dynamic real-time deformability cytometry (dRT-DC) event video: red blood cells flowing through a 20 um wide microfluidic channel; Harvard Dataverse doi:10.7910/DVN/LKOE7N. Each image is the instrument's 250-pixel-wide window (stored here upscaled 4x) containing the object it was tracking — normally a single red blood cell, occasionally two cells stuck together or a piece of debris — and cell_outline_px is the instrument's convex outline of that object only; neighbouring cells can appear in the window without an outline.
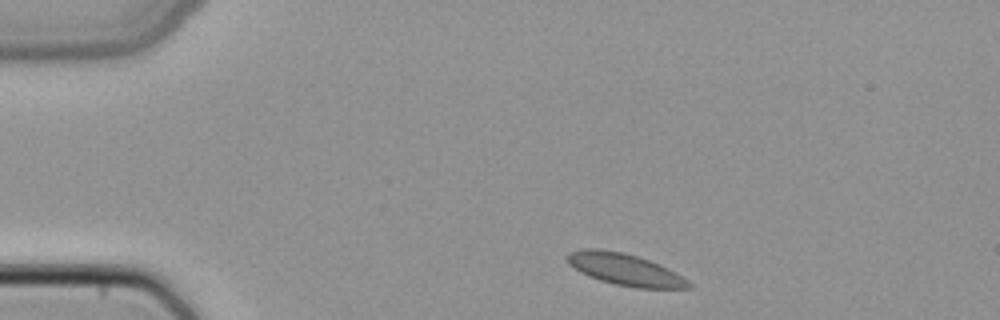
{"species": "common noctule bat (a hibernating species)", "species_latin": "Nyctalus noctula", "temperature_condition": "cold", "stored_images_in_passage": 4, "camera_frame_rate_fps": 3000, "um_per_image_px": 0.085, "animal": {"sex": "female", "body_mass_g": 22.7, "forearm_length_mm": 54.2}, "frame": {"image": 1, "passage_image": 1, "time_ms": 0.0, "image_size_px": [1000, 320], "cell_outline_px": [[692, 288], [636, 288], [616, 284], [600, 280], [588, 276], [580, 272], [568, 264], [568, 252], [584, 248], [600, 248], [624, 252], [648, 260], [668, 268], [676, 272], [688, 280], [692, 284]], "centroid_in_image_um": [53.12, 22.9], "position_along_channel_um": 31.9, "area_um2": 22.48}}
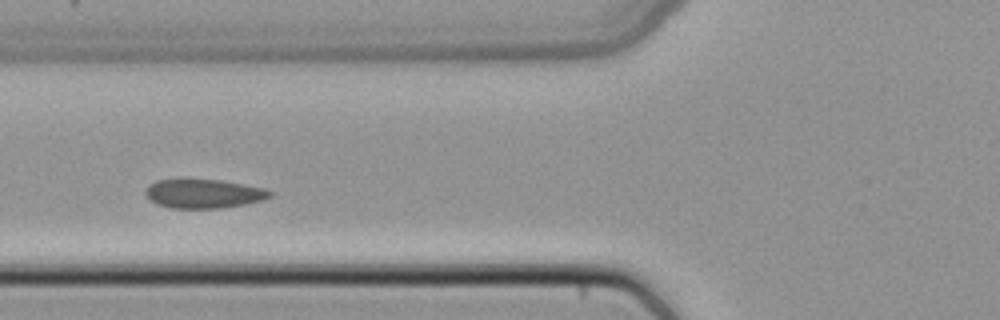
{"frame": {"image": 2, "passage_image": 4, "time_ms": 1.0, "image_size_px": [1000, 320], "cell_outline_px": [[272, 196], [264, 200], [244, 204], [220, 208], [172, 208], [156, 204], [144, 192], [148, 184], [156, 180], [176, 176], [188, 176], [220, 180], [244, 184], [264, 188], [272, 192]], "centroid_in_image_um": [17.25, 16.4], "position_along_channel_um": 108.6, "area_um2": 21.96}}